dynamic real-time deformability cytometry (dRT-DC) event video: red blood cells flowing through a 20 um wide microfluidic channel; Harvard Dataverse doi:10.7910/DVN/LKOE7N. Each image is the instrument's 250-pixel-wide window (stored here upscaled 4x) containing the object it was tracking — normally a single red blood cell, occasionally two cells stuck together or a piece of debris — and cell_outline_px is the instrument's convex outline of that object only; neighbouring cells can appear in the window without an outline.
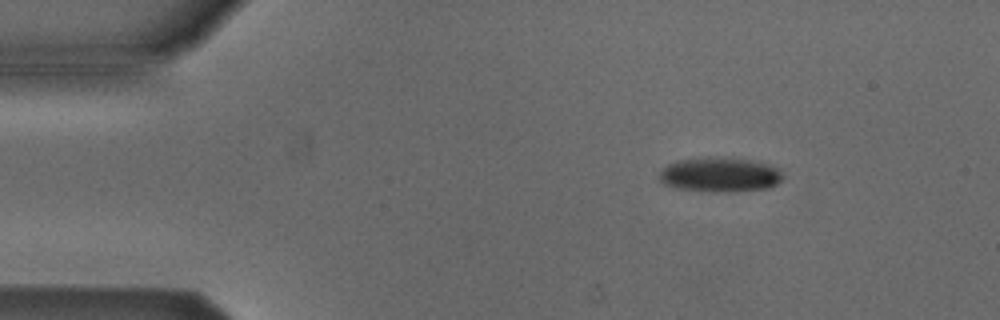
{"species": "Egyptian fruit bat (a non-hibernating species)", "species_latin": "Rousettus aegyptiacus", "temperature_condition": "cold", "stored_images_in_passage": 3, "camera_frame_rate_fps": 3000, "um_per_image_px": 0.085, "animal": {"sex": "male"}, "frame": {"image": 1, "passage_image": 1, "time_ms": 0.0, "image_size_px": [1000, 320], "cell_outline_px": [[784, 176], [776, 184], [768, 188], [736, 192], [712, 192], [676, 188], [664, 184], [660, 180], [660, 172], [668, 164], [676, 160], [700, 156], [728, 156], [764, 160], [780, 168]], "centroid_in_image_um": [61.27, 14.8], "position_along_channel_um": 23.7, "area_um2": 26.13}}